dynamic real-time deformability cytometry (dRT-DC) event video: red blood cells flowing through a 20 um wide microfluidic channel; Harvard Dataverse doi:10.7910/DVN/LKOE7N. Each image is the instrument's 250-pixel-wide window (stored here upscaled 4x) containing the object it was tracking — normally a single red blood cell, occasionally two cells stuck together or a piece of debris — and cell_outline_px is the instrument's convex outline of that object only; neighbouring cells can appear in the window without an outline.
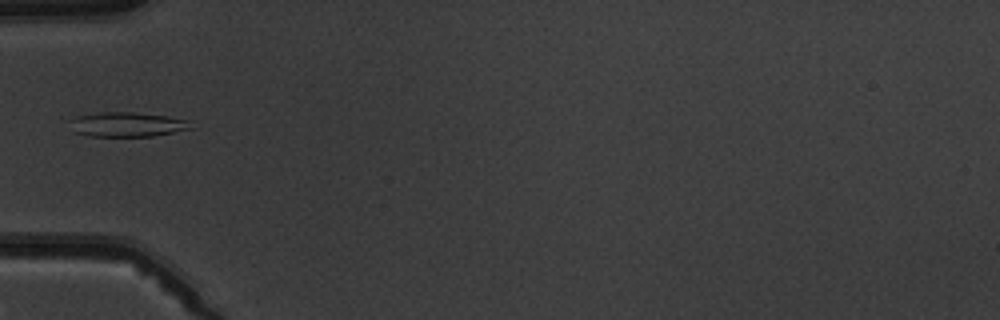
{"species": "common noctule bat (a hibernating species)", "species_latin": "Nyctalus noctula", "temperature_condition": "warm", "stored_images_in_passage": 7, "camera_frame_rate_fps": 3000, "um_per_image_px": 0.085, "animal": {"sex": "male", "body_mass_g": 19.5, "forearm_length_mm": 54.6}, "frame": {"image": 1, "passage_image": 5, "time_ms": 5.667, "image_size_px": [1000, 320], "cell_outline_px": [[192, 128], [152, 136], [88, 136], [72, 132], [72, 120], [76, 116], [100, 112], [132, 112], [168, 116], [188, 120]], "centroid_in_image_um": [10.78, 10.58], "position_along_channel_um": 74.2, "area_um2": 17.17}}
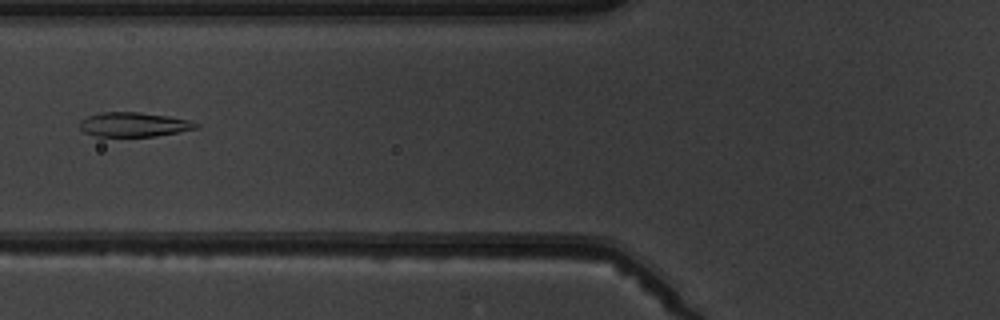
{"frame": {"image": 2, "passage_image": 6, "time_ms": 6.667, "image_size_px": [1000, 320], "cell_outline_px": [[200, 128], [156, 136], [96, 136], [84, 132], [80, 128], [80, 120], [88, 116], [100, 112], [136, 112], [168, 116], [188, 120], [200, 124]], "centroid_in_image_um": [11.39, 10.58], "position_along_channel_um": 114.4, "area_um2": 16.47}}
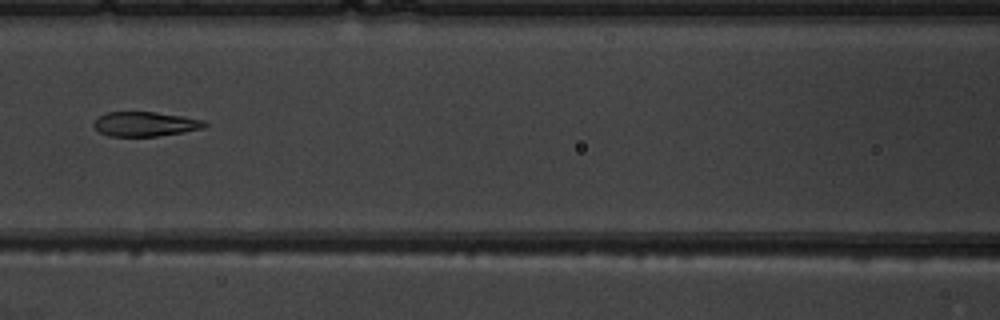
{"frame": {"image": 3, "passage_image": 7, "time_ms": 7.667, "image_size_px": [1000, 320], "cell_outline_px": [[208, 124], [204, 128], [184, 132], [156, 136], [108, 136], [100, 132], [92, 124], [100, 116], [108, 112], [156, 112], [204, 120]], "centroid_in_image_um": [12.36, 10.55], "position_along_channel_um": 154.2, "area_um2": 15.72}}